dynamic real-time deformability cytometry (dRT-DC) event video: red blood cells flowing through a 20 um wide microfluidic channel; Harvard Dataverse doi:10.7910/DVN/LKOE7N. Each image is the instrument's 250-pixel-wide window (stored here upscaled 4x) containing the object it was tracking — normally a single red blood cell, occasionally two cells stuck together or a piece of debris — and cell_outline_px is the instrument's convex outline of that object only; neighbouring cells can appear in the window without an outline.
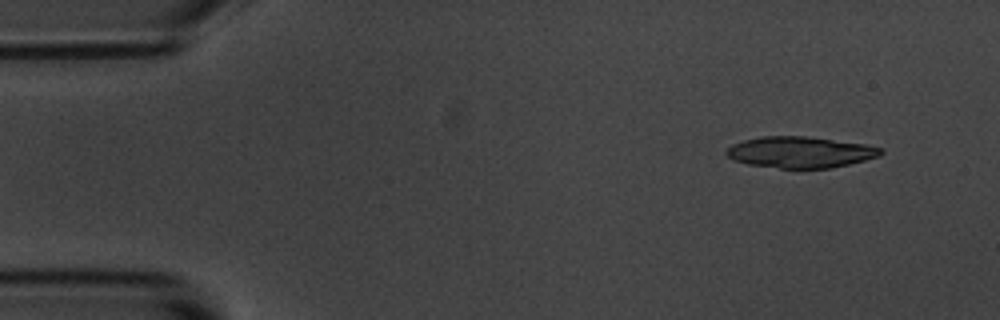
{"species": "common noctule bat (a hibernating species)", "species_latin": "Nyctalus noctula", "temperature_condition": "room temperature", "stored_images_in_passage": 6, "camera_frame_rate_fps": 3000, "um_per_image_px": 0.085, "animal": {"sex": "male", "body_mass_g": 20.1, "forearm_length_mm": 53.5}, "frame": {"image": 1, "passage_image": 2, "time_ms": 1.0, "image_size_px": [1000, 320], "cell_outline_px": [[884, 152], [880, 156], [832, 168], [780, 168], [748, 164], [732, 160], [724, 152], [732, 144], [744, 140], [760, 136], [808, 136], [864, 144], [880, 148]], "centroid_in_image_um": [67.99, 12.93], "position_along_channel_um": 17.0, "area_um2": 28.03}}